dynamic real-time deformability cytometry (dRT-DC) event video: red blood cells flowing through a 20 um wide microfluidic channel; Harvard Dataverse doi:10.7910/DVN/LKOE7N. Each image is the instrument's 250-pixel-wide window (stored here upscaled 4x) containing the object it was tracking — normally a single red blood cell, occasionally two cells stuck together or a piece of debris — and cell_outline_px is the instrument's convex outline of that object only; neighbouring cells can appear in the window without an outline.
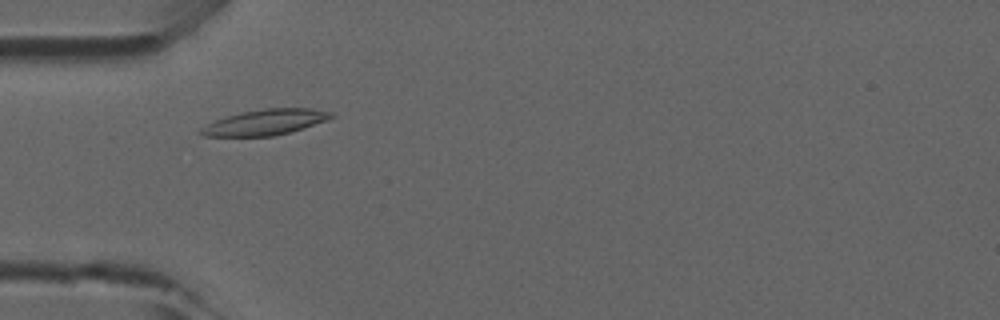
{"species": "common noctule bat (a hibernating species)", "species_latin": "Nyctalus noctula", "temperature_condition": "room temperature", "stored_images_in_passage": 35, "camera_frame_rate_fps": 3000, "um_per_image_px": 0.085, "animal": {"sex": "male", "forearm_length_mm": 52.5}, "frame": {"image": 1, "passage_image": 10, "time_ms": 3.0, "image_size_px": [1000, 320], "cell_outline_px": [[336, 116], [328, 120], [304, 128], [272, 136], [204, 136], [196, 132], [200, 128], [216, 120], [240, 112], [264, 108], [312, 108], [332, 112]], "centroid_in_image_um": [22.57, 10.38], "position_along_channel_um": 62.4, "area_um2": 19.48}}
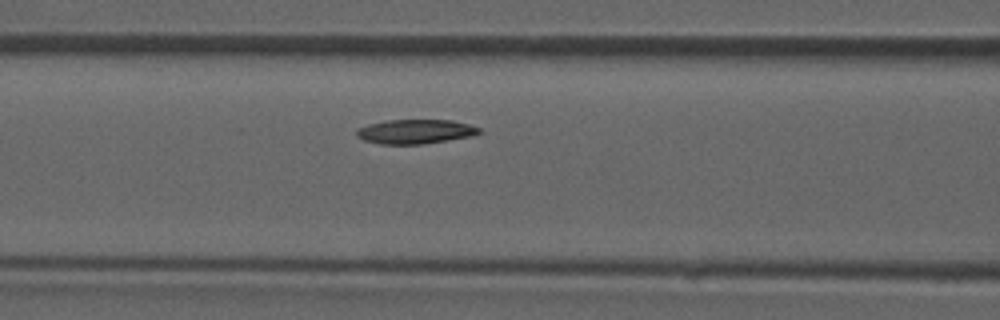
{"frame": {"image": 2, "passage_image": 15, "time_ms": 4.667, "image_size_px": [1000, 320], "cell_outline_px": [[484, 132], [472, 136], [424, 144], [380, 144], [364, 140], [356, 136], [356, 128], [368, 124], [384, 120], [452, 120], [468, 124], [480, 128]], "centroid_in_image_um": [35.3, 11.18], "position_along_channel_um": 131.3, "area_um2": 17.57}}